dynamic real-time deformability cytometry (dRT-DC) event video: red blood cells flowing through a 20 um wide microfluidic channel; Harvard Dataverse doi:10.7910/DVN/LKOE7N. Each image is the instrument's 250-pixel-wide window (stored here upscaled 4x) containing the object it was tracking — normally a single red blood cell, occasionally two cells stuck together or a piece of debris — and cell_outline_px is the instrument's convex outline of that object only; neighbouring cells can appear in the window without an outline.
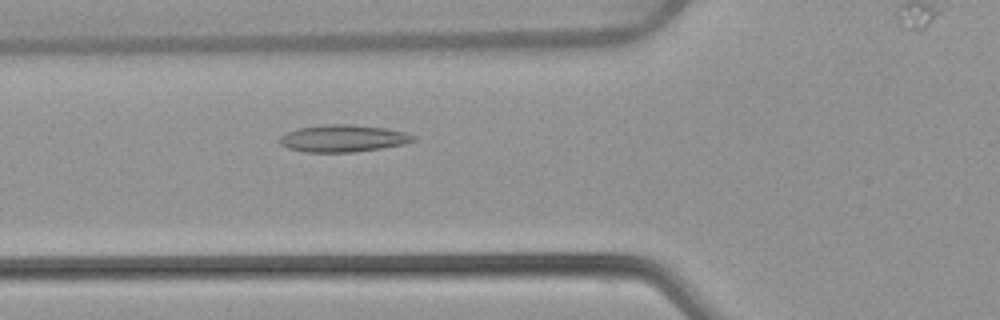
{"species": "common noctule bat (a hibernating species)", "species_latin": "Nyctalus noctula", "temperature_condition": "warm", "stored_images_in_passage": 34, "camera_frame_rate_fps": 3000, "um_per_image_px": 0.085, "animal": {"sex": "female", "body_mass_g": 22.7, "forearm_length_mm": 54.2}, "frame": {"image": 1, "passage_image": 5, "time_ms": 1.333, "image_size_px": [1000, 320], "cell_outline_px": [[416, 140], [404, 144], [380, 148], [352, 152], [304, 152], [288, 148], [280, 144], [276, 140], [280, 136], [296, 128], [328, 124], [352, 124], [384, 128], [404, 132], [412, 136]], "centroid_in_image_um": [29.09, 11.76], "position_along_channel_um": 96.7, "area_um2": 21.04}}
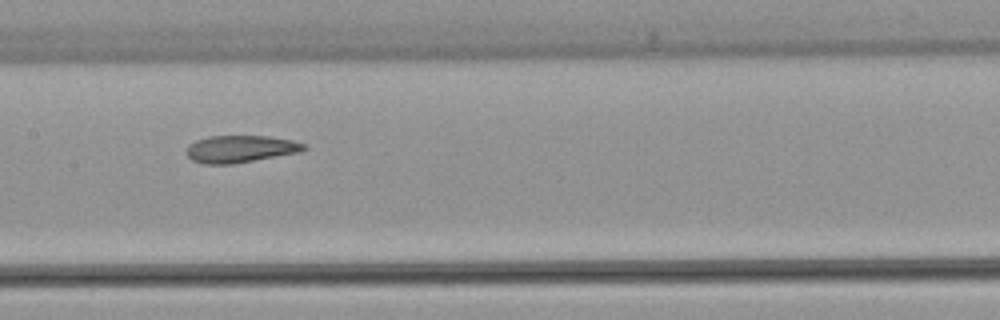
{"frame": {"image": 2, "passage_image": 12, "time_ms": 3.667, "image_size_px": [1000, 320], "cell_outline_px": [[308, 148], [300, 152], [232, 164], [204, 164], [192, 160], [184, 152], [188, 144], [196, 140], [208, 136], [268, 136], [292, 140], [304, 144]], "centroid_in_image_um": [20.39, 12.66], "position_along_channel_um": 187.0, "area_um2": 18.67}}
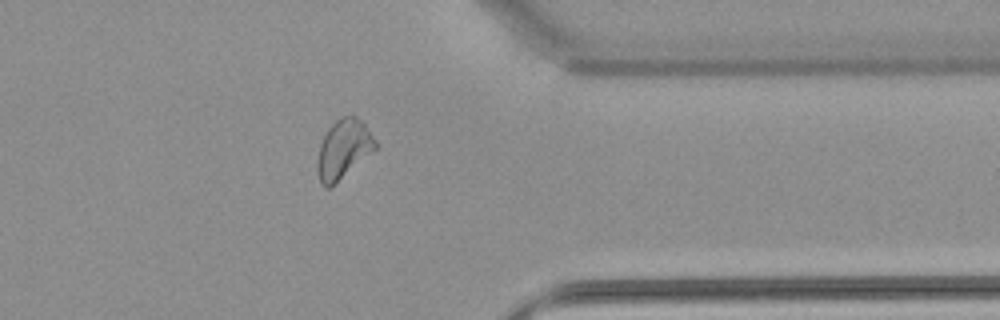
{"frame": {"image": 3, "passage_image": 28, "time_ms": 9.0, "image_size_px": [1000, 320], "cell_outline_px": [[376, 148], [336, 184], [328, 188], [324, 188], [320, 184], [316, 168], [316, 160], [320, 144], [328, 128], [340, 116], [356, 116], [364, 124], [376, 140]], "centroid_in_image_um": [29.15, 12.71], "position_along_channel_um": 382.2, "area_um2": 20.0}, "authors_computed_cell_mechanics": {"area_um2": 19.1896, "velocity_mm_per_s": 3.8559, "shape_relaxation_time_tau1_ms": null, "shape_relaxation_time_tau2_ms": 2.4485, "deformation_change_tau1": null, "deformation_change_tau2": 0.081}}